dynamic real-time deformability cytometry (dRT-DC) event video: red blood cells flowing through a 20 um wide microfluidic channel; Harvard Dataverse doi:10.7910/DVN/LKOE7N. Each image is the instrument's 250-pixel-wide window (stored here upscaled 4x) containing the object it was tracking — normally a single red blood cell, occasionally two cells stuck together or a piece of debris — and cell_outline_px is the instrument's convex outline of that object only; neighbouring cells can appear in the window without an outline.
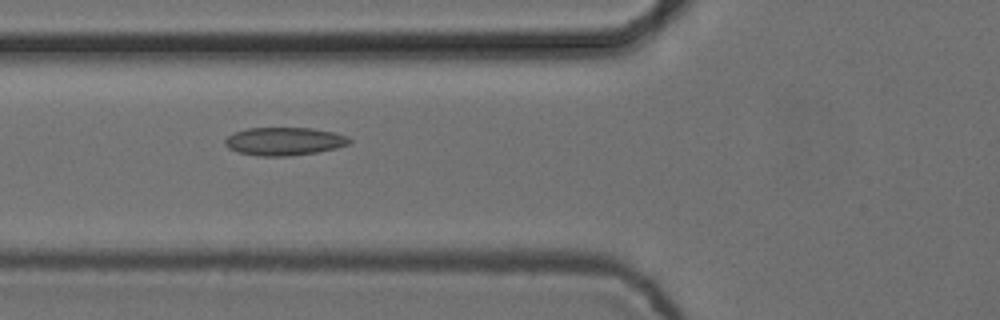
{"species": "common noctule bat (a hibernating species)", "species_latin": "Nyctalus noctula", "temperature_condition": "cold", "stored_images_in_passage": 8, "camera_frame_rate_fps": 3000, "um_per_image_px": 0.085, "animal": {"sex": "female", "body_mass_g": 24.6, "forearm_length_mm": 56.2}, "frame": {"image": 1, "passage_image": 6, "time_ms": 1.667, "image_size_px": [1000, 320], "cell_outline_px": [[352, 140], [348, 144], [336, 148], [320, 152], [288, 156], [260, 156], [236, 152], [228, 148], [224, 144], [224, 140], [228, 136], [236, 132], [248, 128], [312, 128], [332, 132], [348, 136]], "centroid_in_image_um": [24.16, 12.02], "position_along_channel_um": 101.6, "area_um2": 20.4}}
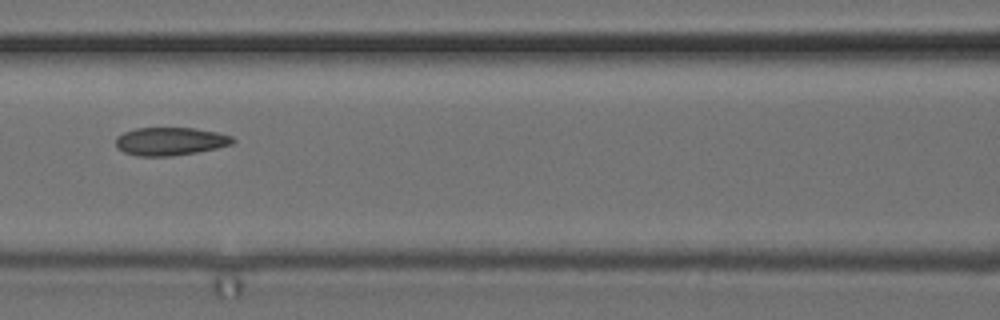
{"frame": {"image": 2, "passage_image": 7, "time_ms": 2.0, "image_size_px": [1000, 320], "cell_outline_px": [[236, 140], [232, 144], [216, 148], [196, 152], [172, 156], [136, 156], [124, 152], [116, 148], [116, 136], [124, 132], [136, 128], [196, 128], [216, 132], [232, 136]], "centroid_in_image_um": [14.45, 12.01], "position_along_channel_um": 152.2, "area_um2": 19.19}}
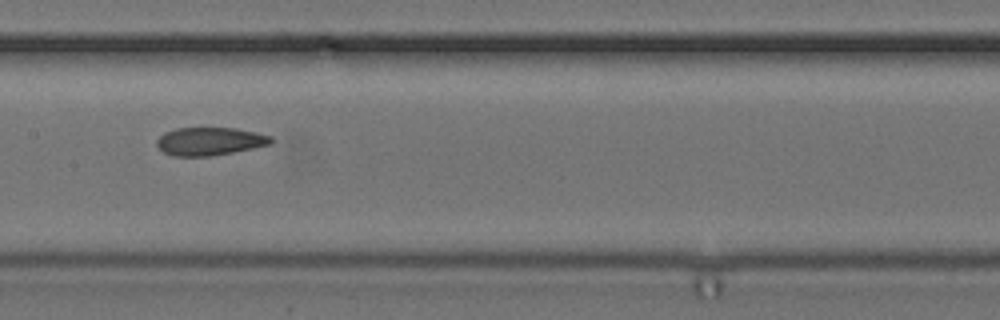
{"frame": {"image": 3, "passage_image": 8, "time_ms": 2.333, "image_size_px": [1000, 320], "cell_outline_px": [[272, 144], [212, 156], [172, 156], [164, 152], [156, 144], [156, 140], [164, 132], [176, 128], [236, 128], [256, 132], [272, 136]], "centroid_in_image_um": [17.82, 12.01], "position_along_channel_um": 189.6, "area_um2": 18.67}}